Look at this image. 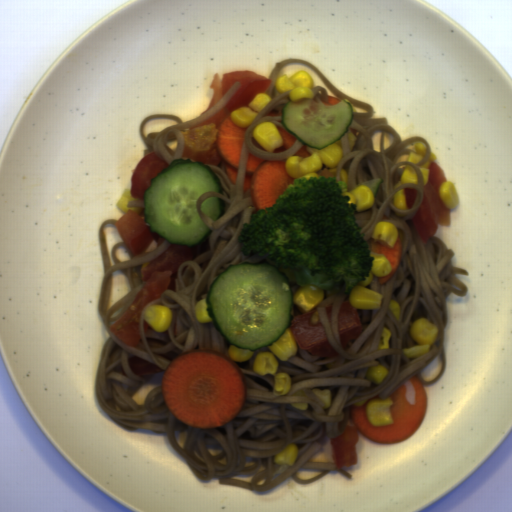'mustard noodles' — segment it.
I'll return each mask as SVG.
<instances>
[{
	"instance_id": "0af2e427",
	"label": "mustard noodles",
	"mask_w": 512,
	"mask_h": 512,
	"mask_svg": "<svg viewBox=\"0 0 512 512\" xmlns=\"http://www.w3.org/2000/svg\"><path fill=\"white\" fill-rule=\"evenodd\" d=\"M312 75L314 86H324L329 96L345 100L354 106V120L342 137L343 158L337 168L348 172L349 190L363 181L383 178L373 207L355 212L357 223L363 227L369 243L376 223L381 220L398 227L403 244V258L397 273L383 285L375 276L366 288L383 294L380 310H357L364 331L351 340L345 351L338 332V315L344 294V281L337 283L341 292L325 298L318 306L321 322L332 347L340 357L318 358L298 349L296 356L280 363L276 373L287 372L292 387L286 395H274L271 374L257 375L252 366L255 355L269 351L263 347L240 365L248 385V400L239 415L221 428L196 429L173 416L166 407L161 379L170 361L188 351L214 350L228 355L231 345L217 332L213 323L200 324L195 317V305L205 299L212 281L230 265L240 262L270 261L265 254L246 257L241 252L238 235L242 224L249 223L252 205L249 189L243 195L244 175L249 152L264 160H285L289 155L302 158L311 155L313 148L299 140L292 147L269 153L259 146L251 132L261 122L281 124V109L289 100V93L278 94L274 82L279 76L288 77L299 70ZM272 79L266 94L272 99L265 105L252 124L246 128L240 155L237 181L234 185L226 171L218 165L205 164L218 177L222 192L208 191L199 196L197 212L212 230L208 238L191 248L193 258L177 269L174 290L166 289L160 298L145 304L138 325L140 341L131 347L110 330L132 304L146 281L141 267L165 252L172 243L165 239L158 246L155 239L146 249L134 256L119 236L114 218L105 219L98 232L104 276L98 296L97 311L109 336L102 347L95 376L97 401L106 415L129 433L139 429L167 434L171 447L182 457L201 483L218 478L219 485H231L257 493L270 491L292 477L299 485L318 481L331 471H339L352 478L345 469H337L334 462H308L323 447L318 439L325 434L330 439L341 436L346 425H353L351 405L361 407L375 396L391 397L402 385L417 375L423 386L436 385L448 366L445 329L449 323L447 298L450 293L465 297L469 287L456 274L469 276L467 269L452 265L455 251L445 242L431 236L426 244L413 222L424 199V175L421 169L430 159V143L422 136L401 140L398 132L388 125V118L373 117L375 108L346 95L337 88L313 63L303 59H286L275 63L269 77ZM421 142L427 148L419 163L406 162L413 145ZM411 165L418 173V184H400L405 166ZM418 189L411 209L399 210L392 204L393 196L402 188ZM220 197L225 202L224 214L212 221L200 211V204L208 197ZM401 304L399 321L388 309L390 300ZM164 305L173 311L172 323L164 332L154 331L143 319L150 305ZM420 316H425L439 328L438 338L430 352L407 358L401 348L417 345L408 328ZM383 325L392 331L391 348L377 351ZM229 356V355H228ZM383 365L390 371L380 384L366 379L368 366ZM331 390L332 406L325 403L312 389ZM309 403L308 410H299L290 403ZM354 426V425H353ZM299 446V455L292 467L274 463V455L289 444Z\"/></svg>"
},
{
	"instance_id": "964a15a8",
	"label": "mustard noodles",
	"mask_w": 512,
	"mask_h": 512,
	"mask_svg": "<svg viewBox=\"0 0 512 512\" xmlns=\"http://www.w3.org/2000/svg\"><path fill=\"white\" fill-rule=\"evenodd\" d=\"M313 92V99L318 96V98L322 101L324 105H328L329 102V93L328 90L321 85L313 86L310 88Z\"/></svg>"
},
{
	"instance_id": "7f7daa86",
	"label": "mustard noodles",
	"mask_w": 512,
	"mask_h": 512,
	"mask_svg": "<svg viewBox=\"0 0 512 512\" xmlns=\"http://www.w3.org/2000/svg\"><path fill=\"white\" fill-rule=\"evenodd\" d=\"M241 84V81L238 80L234 82L215 106L185 122L177 115L159 113L147 115L138 128L141 140L148 147L143 148V158L151 152H155L168 165L174 159H182L185 140L180 131L194 127L220 112Z\"/></svg>"
}]
</instances>
